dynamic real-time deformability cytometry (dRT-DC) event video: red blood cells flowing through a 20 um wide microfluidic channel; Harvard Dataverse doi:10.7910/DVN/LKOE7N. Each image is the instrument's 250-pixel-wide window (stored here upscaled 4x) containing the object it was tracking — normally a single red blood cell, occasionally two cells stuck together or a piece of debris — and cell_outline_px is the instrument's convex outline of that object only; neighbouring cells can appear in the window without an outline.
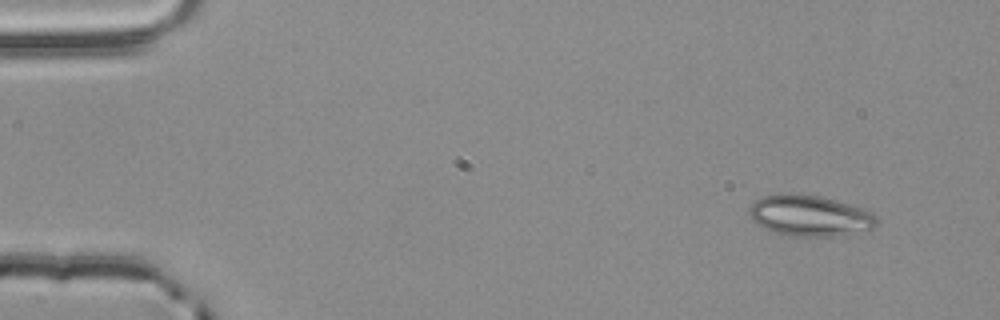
{"species": "common noctule bat (a hibernating species)", "species_latin": "Nyctalus noctula", "temperature_condition": "room temperature", "stored_images_in_passage": 4, "segment_of_instrument_passage": [1, 2], "camera_frame_rate_fps": 3000, "um_per_image_px": 0.085, "animal": {"sex": "male", "body_mass_g": 20.4}, "frame": {"image": 1, "passage_image": 1, "time_ms": 0.0, "image_size_px": [1000, 320], "cell_outline_px": [[880, 220], [876, 228], [832, 236], [792, 236], [776, 232], [764, 228], [748, 216], [748, 208], [760, 196], [784, 192], [800, 192], [820, 196], [836, 200], [864, 208], [872, 212]], "centroid_in_image_um": [68.83, 18.29], "position_along_channel_um": 16.2, "area_um2": 30.92}}